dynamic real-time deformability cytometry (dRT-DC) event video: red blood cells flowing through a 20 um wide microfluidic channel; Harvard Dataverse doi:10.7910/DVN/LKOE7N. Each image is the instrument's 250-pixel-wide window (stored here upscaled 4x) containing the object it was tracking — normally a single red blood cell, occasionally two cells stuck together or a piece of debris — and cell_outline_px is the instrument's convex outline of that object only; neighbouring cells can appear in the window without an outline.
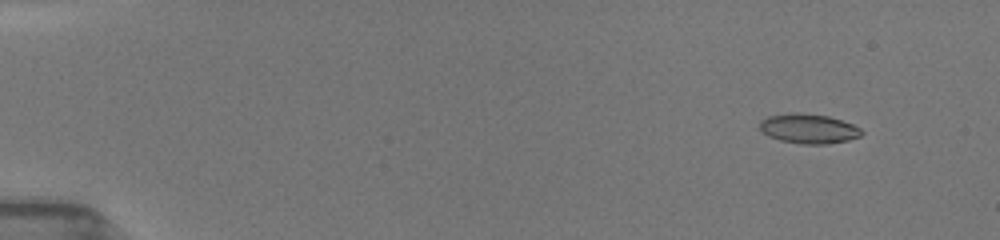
{"species": "common noctule bat (a hibernating species)", "species_latin": "Nyctalus noctula", "temperature_condition": "room temperature", "stored_images_in_passage": 53, "camera_frame_rate_fps": 3000, "um_per_image_px": 0.085, "animal": {"sex": "female", "body_mass_g": 19.5, "forearm_length_mm": 54.1}, "frame": {"image": 1, "passage_image": 5, "time_ms": 1.333, "image_size_px": [1000, 240], "cell_outline_px": [[864, 132], [860, 136], [848, 140], [828, 144], [804, 144], [780, 140], [768, 136], [760, 132], [760, 120], [768, 116], [792, 112], [800, 112], [828, 116], [852, 124], [860, 128]], "centroid_in_image_um": [68.7, 10.93], "position_along_channel_um": 16.3, "area_um2": 17.69}}
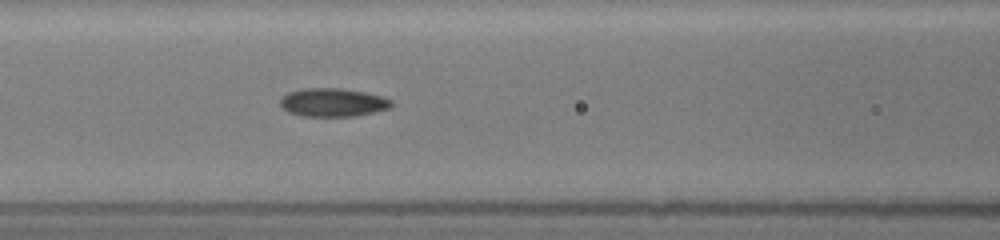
{"frame": {"image": 2, "passage_image": 24, "time_ms": 7.667, "image_size_px": [1000, 240], "cell_outline_px": [[392, 104], [388, 108], [356, 116], [300, 116], [288, 112], [280, 104], [280, 100], [288, 92], [304, 88], [340, 88], [364, 92], [384, 96], [392, 100]], "centroid_in_image_um": [28.29, 8.7], "position_along_channel_um": 138.3, "area_um2": 18.32}}
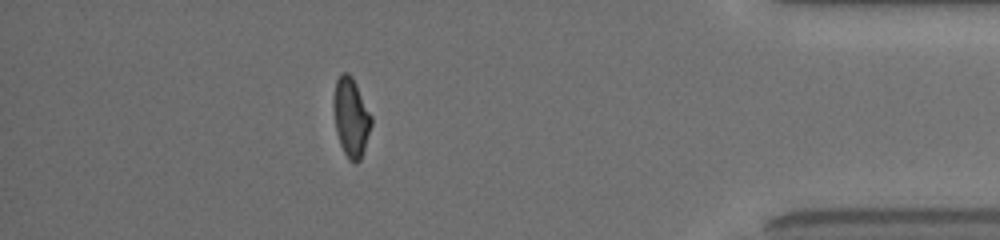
{"frame": {"image": 3, "passage_image": 47, "time_ms": 15.333, "image_size_px": [1000, 240], "cell_outline_px": [[372, 124], [360, 160], [356, 164], [348, 160], [340, 144], [336, 132], [332, 104], [332, 100], [336, 80], [340, 72], [348, 72], [352, 76], [372, 116]], "centroid_in_image_um": [29.81, 9.95], "position_along_channel_um": 405.4, "area_um2": 17.57}, "authors_computed_cell_mechanics": {"area_um2": 17.6868, "velocity_mm_per_s": 3.9778, "shape_relaxation_time_tau1_ms": 3.2764, "shape_relaxation_time_tau2_ms": 1.405, "deformation_change_tau1": 0.141, "deformation_change_tau2": 0.0658}}